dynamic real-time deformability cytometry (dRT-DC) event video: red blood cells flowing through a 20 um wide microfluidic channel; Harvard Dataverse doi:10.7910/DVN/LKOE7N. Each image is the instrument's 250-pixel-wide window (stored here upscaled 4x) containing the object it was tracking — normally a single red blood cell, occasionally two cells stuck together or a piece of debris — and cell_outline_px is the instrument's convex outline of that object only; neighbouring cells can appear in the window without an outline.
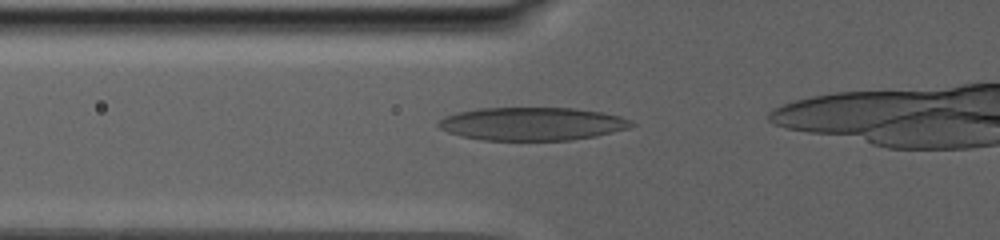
{"species": "human", "species_latin": "Homo sapiens", "temperature_condition": "warm", "stored_images_in_passage": 7, "segment_of_instrument_passage": [1, 2], "camera_frame_rate_fps": 3000, "um_per_image_px": 0.085, "donor": {"sex": "male"}, "frame": {"image": 1, "passage_image": 4, "time_ms": 3.0, "image_size_px": [1000, 240], "cell_outline_px": [[636, 124], [628, 128], [596, 136], [572, 140], [480, 140], [460, 136], [448, 132], [440, 128], [436, 124], [444, 116], [456, 112], [476, 108], [572, 108], [600, 112], [620, 116], [632, 120]], "centroid_in_image_um": [45.2, 10.52], "position_along_channel_um": 80.6, "area_um2": 37.4}}
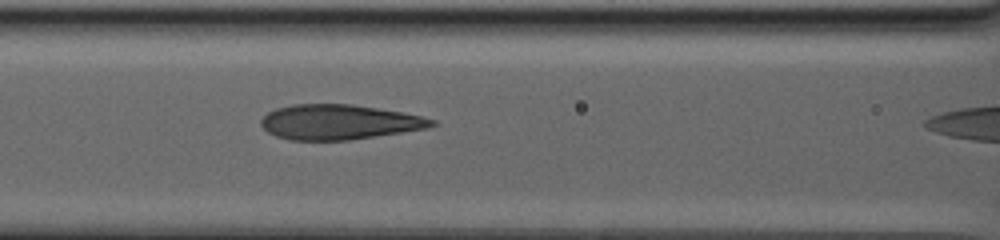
{"frame": {"image": 2, "passage_image": 6, "time_ms": 5.333, "image_size_px": [1000, 240], "cell_outline_px": [[436, 124], [428, 128], [348, 140], [288, 140], [276, 136], [268, 132], [260, 124], [260, 120], [268, 112], [276, 108], [292, 104], [352, 104], [400, 112], [420, 116], [436, 120]], "centroid_in_image_um": [28.78, 10.37], "position_along_channel_um": 137.8, "area_um2": 34.56}}